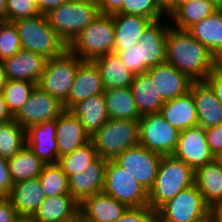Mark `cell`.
Instances as JSON below:
<instances>
[{
    "instance_id": "51",
    "label": "cell",
    "mask_w": 222,
    "mask_h": 222,
    "mask_svg": "<svg viewBox=\"0 0 222 222\" xmlns=\"http://www.w3.org/2000/svg\"><path fill=\"white\" fill-rule=\"evenodd\" d=\"M210 222H222V201L213 204L209 208Z\"/></svg>"
},
{
    "instance_id": "53",
    "label": "cell",
    "mask_w": 222,
    "mask_h": 222,
    "mask_svg": "<svg viewBox=\"0 0 222 222\" xmlns=\"http://www.w3.org/2000/svg\"><path fill=\"white\" fill-rule=\"evenodd\" d=\"M8 78L4 70L2 60H0V91L3 90V87L7 84Z\"/></svg>"
},
{
    "instance_id": "46",
    "label": "cell",
    "mask_w": 222,
    "mask_h": 222,
    "mask_svg": "<svg viewBox=\"0 0 222 222\" xmlns=\"http://www.w3.org/2000/svg\"><path fill=\"white\" fill-rule=\"evenodd\" d=\"M205 81L213 89L218 101L222 104V65L220 63L206 77Z\"/></svg>"
},
{
    "instance_id": "34",
    "label": "cell",
    "mask_w": 222,
    "mask_h": 222,
    "mask_svg": "<svg viewBox=\"0 0 222 222\" xmlns=\"http://www.w3.org/2000/svg\"><path fill=\"white\" fill-rule=\"evenodd\" d=\"M7 161L14 184L37 178L45 165L27 145Z\"/></svg>"
},
{
    "instance_id": "59",
    "label": "cell",
    "mask_w": 222,
    "mask_h": 222,
    "mask_svg": "<svg viewBox=\"0 0 222 222\" xmlns=\"http://www.w3.org/2000/svg\"><path fill=\"white\" fill-rule=\"evenodd\" d=\"M210 1H212L219 8L222 6V0H210Z\"/></svg>"
},
{
    "instance_id": "13",
    "label": "cell",
    "mask_w": 222,
    "mask_h": 222,
    "mask_svg": "<svg viewBox=\"0 0 222 222\" xmlns=\"http://www.w3.org/2000/svg\"><path fill=\"white\" fill-rule=\"evenodd\" d=\"M163 19L152 21L136 44L139 46L140 74L147 72L151 67L165 62L166 36L171 25L169 23L165 24Z\"/></svg>"
},
{
    "instance_id": "10",
    "label": "cell",
    "mask_w": 222,
    "mask_h": 222,
    "mask_svg": "<svg viewBox=\"0 0 222 222\" xmlns=\"http://www.w3.org/2000/svg\"><path fill=\"white\" fill-rule=\"evenodd\" d=\"M180 131L172 127L158 112L139 120V144L162 156L173 155Z\"/></svg>"
},
{
    "instance_id": "36",
    "label": "cell",
    "mask_w": 222,
    "mask_h": 222,
    "mask_svg": "<svg viewBox=\"0 0 222 222\" xmlns=\"http://www.w3.org/2000/svg\"><path fill=\"white\" fill-rule=\"evenodd\" d=\"M38 179L46 197L70 195L68 177L58 163L45 164Z\"/></svg>"
},
{
    "instance_id": "15",
    "label": "cell",
    "mask_w": 222,
    "mask_h": 222,
    "mask_svg": "<svg viewBox=\"0 0 222 222\" xmlns=\"http://www.w3.org/2000/svg\"><path fill=\"white\" fill-rule=\"evenodd\" d=\"M107 160L97 157L88 167L71 170L70 195L80 204L85 198L102 192Z\"/></svg>"
},
{
    "instance_id": "30",
    "label": "cell",
    "mask_w": 222,
    "mask_h": 222,
    "mask_svg": "<svg viewBox=\"0 0 222 222\" xmlns=\"http://www.w3.org/2000/svg\"><path fill=\"white\" fill-rule=\"evenodd\" d=\"M195 185L209 208L222 201V166L214 159L196 168Z\"/></svg>"
},
{
    "instance_id": "4",
    "label": "cell",
    "mask_w": 222,
    "mask_h": 222,
    "mask_svg": "<svg viewBox=\"0 0 222 222\" xmlns=\"http://www.w3.org/2000/svg\"><path fill=\"white\" fill-rule=\"evenodd\" d=\"M13 23L23 50L38 53L49 59L61 55L68 48L50 26L45 14L18 19Z\"/></svg>"
},
{
    "instance_id": "35",
    "label": "cell",
    "mask_w": 222,
    "mask_h": 222,
    "mask_svg": "<svg viewBox=\"0 0 222 222\" xmlns=\"http://www.w3.org/2000/svg\"><path fill=\"white\" fill-rule=\"evenodd\" d=\"M26 145V129L14 119L0 123V157L10 159Z\"/></svg>"
},
{
    "instance_id": "5",
    "label": "cell",
    "mask_w": 222,
    "mask_h": 222,
    "mask_svg": "<svg viewBox=\"0 0 222 222\" xmlns=\"http://www.w3.org/2000/svg\"><path fill=\"white\" fill-rule=\"evenodd\" d=\"M90 140L98 157L114 160L126 149L139 144V121L109 118Z\"/></svg>"
},
{
    "instance_id": "31",
    "label": "cell",
    "mask_w": 222,
    "mask_h": 222,
    "mask_svg": "<svg viewBox=\"0 0 222 222\" xmlns=\"http://www.w3.org/2000/svg\"><path fill=\"white\" fill-rule=\"evenodd\" d=\"M130 88L140 117L160 112L165 101L153 86L148 72L135 75Z\"/></svg>"
},
{
    "instance_id": "45",
    "label": "cell",
    "mask_w": 222,
    "mask_h": 222,
    "mask_svg": "<svg viewBox=\"0 0 222 222\" xmlns=\"http://www.w3.org/2000/svg\"><path fill=\"white\" fill-rule=\"evenodd\" d=\"M8 161L0 157V196L8 197L13 188Z\"/></svg>"
},
{
    "instance_id": "33",
    "label": "cell",
    "mask_w": 222,
    "mask_h": 222,
    "mask_svg": "<svg viewBox=\"0 0 222 222\" xmlns=\"http://www.w3.org/2000/svg\"><path fill=\"white\" fill-rule=\"evenodd\" d=\"M217 7L210 0H193L180 5L167 20H173L175 25H170L176 29L188 30L195 23L205 19L217 11Z\"/></svg>"
},
{
    "instance_id": "49",
    "label": "cell",
    "mask_w": 222,
    "mask_h": 222,
    "mask_svg": "<svg viewBox=\"0 0 222 222\" xmlns=\"http://www.w3.org/2000/svg\"><path fill=\"white\" fill-rule=\"evenodd\" d=\"M67 1L70 0H39L37 7L41 14H47L50 10L57 8Z\"/></svg>"
},
{
    "instance_id": "2",
    "label": "cell",
    "mask_w": 222,
    "mask_h": 222,
    "mask_svg": "<svg viewBox=\"0 0 222 222\" xmlns=\"http://www.w3.org/2000/svg\"><path fill=\"white\" fill-rule=\"evenodd\" d=\"M195 184V170L174 155L162 156L153 187L149 190V206L157 211L164 203Z\"/></svg>"
},
{
    "instance_id": "61",
    "label": "cell",
    "mask_w": 222,
    "mask_h": 222,
    "mask_svg": "<svg viewBox=\"0 0 222 222\" xmlns=\"http://www.w3.org/2000/svg\"><path fill=\"white\" fill-rule=\"evenodd\" d=\"M34 3H36L37 5L39 4V0H32Z\"/></svg>"
},
{
    "instance_id": "27",
    "label": "cell",
    "mask_w": 222,
    "mask_h": 222,
    "mask_svg": "<svg viewBox=\"0 0 222 222\" xmlns=\"http://www.w3.org/2000/svg\"><path fill=\"white\" fill-rule=\"evenodd\" d=\"M69 111L79 119L90 138L109 119L103 93L76 103Z\"/></svg>"
},
{
    "instance_id": "60",
    "label": "cell",
    "mask_w": 222,
    "mask_h": 222,
    "mask_svg": "<svg viewBox=\"0 0 222 222\" xmlns=\"http://www.w3.org/2000/svg\"><path fill=\"white\" fill-rule=\"evenodd\" d=\"M71 222H83V221L80 219V217H78L77 219H75V220H73Z\"/></svg>"
},
{
    "instance_id": "25",
    "label": "cell",
    "mask_w": 222,
    "mask_h": 222,
    "mask_svg": "<svg viewBox=\"0 0 222 222\" xmlns=\"http://www.w3.org/2000/svg\"><path fill=\"white\" fill-rule=\"evenodd\" d=\"M8 198L20 217L32 218L46 196L37 177L13 184Z\"/></svg>"
},
{
    "instance_id": "41",
    "label": "cell",
    "mask_w": 222,
    "mask_h": 222,
    "mask_svg": "<svg viewBox=\"0 0 222 222\" xmlns=\"http://www.w3.org/2000/svg\"><path fill=\"white\" fill-rule=\"evenodd\" d=\"M21 42L13 22H8L0 37V60L14 56L21 50Z\"/></svg>"
},
{
    "instance_id": "42",
    "label": "cell",
    "mask_w": 222,
    "mask_h": 222,
    "mask_svg": "<svg viewBox=\"0 0 222 222\" xmlns=\"http://www.w3.org/2000/svg\"><path fill=\"white\" fill-rule=\"evenodd\" d=\"M115 222H157V211L153 210L149 205L127 207Z\"/></svg>"
},
{
    "instance_id": "62",
    "label": "cell",
    "mask_w": 222,
    "mask_h": 222,
    "mask_svg": "<svg viewBox=\"0 0 222 222\" xmlns=\"http://www.w3.org/2000/svg\"><path fill=\"white\" fill-rule=\"evenodd\" d=\"M193 222H210V221H193Z\"/></svg>"
},
{
    "instance_id": "39",
    "label": "cell",
    "mask_w": 222,
    "mask_h": 222,
    "mask_svg": "<svg viewBox=\"0 0 222 222\" xmlns=\"http://www.w3.org/2000/svg\"><path fill=\"white\" fill-rule=\"evenodd\" d=\"M118 13L140 15L152 21L164 18L166 15L158 8L155 0H124Z\"/></svg>"
},
{
    "instance_id": "16",
    "label": "cell",
    "mask_w": 222,
    "mask_h": 222,
    "mask_svg": "<svg viewBox=\"0 0 222 222\" xmlns=\"http://www.w3.org/2000/svg\"><path fill=\"white\" fill-rule=\"evenodd\" d=\"M104 91L100 72L95 62L82 60L77 67L68 97L62 104L63 108L70 110L76 103L99 93H104Z\"/></svg>"
},
{
    "instance_id": "43",
    "label": "cell",
    "mask_w": 222,
    "mask_h": 222,
    "mask_svg": "<svg viewBox=\"0 0 222 222\" xmlns=\"http://www.w3.org/2000/svg\"><path fill=\"white\" fill-rule=\"evenodd\" d=\"M122 63L135 76L140 74L139 46L134 45L117 53Z\"/></svg>"
},
{
    "instance_id": "29",
    "label": "cell",
    "mask_w": 222,
    "mask_h": 222,
    "mask_svg": "<svg viewBox=\"0 0 222 222\" xmlns=\"http://www.w3.org/2000/svg\"><path fill=\"white\" fill-rule=\"evenodd\" d=\"M93 61L99 69L105 90L130 87L134 75L122 63L117 53H108Z\"/></svg>"
},
{
    "instance_id": "1",
    "label": "cell",
    "mask_w": 222,
    "mask_h": 222,
    "mask_svg": "<svg viewBox=\"0 0 222 222\" xmlns=\"http://www.w3.org/2000/svg\"><path fill=\"white\" fill-rule=\"evenodd\" d=\"M165 62L171 64L193 81H205L220 63L207 47L187 30L169 27L166 36Z\"/></svg>"
},
{
    "instance_id": "58",
    "label": "cell",
    "mask_w": 222,
    "mask_h": 222,
    "mask_svg": "<svg viewBox=\"0 0 222 222\" xmlns=\"http://www.w3.org/2000/svg\"><path fill=\"white\" fill-rule=\"evenodd\" d=\"M215 160L222 166V151L215 157Z\"/></svg>"
},
{
    "instance_id": "26",
    "label": "cell",
    "mask_w": 222,
    "mask_h": 222,
    "mask_svg": "<svg viewBox=\"0 0 222 222\" xmlns=\"http://www.w3.org/2000/svg\"><path fill=\"white\" fill-rule=\"evenodd\" d=\"M159 113L179 131L198 126L195 102L190 92L165 101Z\"/></svg>"
},
{
    "instance_id": "50",
    "label": "cell",
    "mask_w": 222,
    "mask_h": 222,
    "mask_svg": "<svg viewBox=\"0 0 222 222\" xmlns=\"http://www.w3.org/2000/svg\"><path fill=\"white\" fill-rule=\"evenodd\" d=\"M14 119L12 113L8 110L7 104L4 100V95L0 91V123L8 122Z\"/></svg>"
},
{
    "instance_id": "22",
    "label": "cell",
    "mask_w": 222,
    "mask_h": 222,
    "mask_svg": "<svg viewBox=\"0 0 222 222\" xmlns=\"http://www.w3.org/2000/svg\"><path fill=\"white\" fill-rule=\"evenodd\" d=\"M56 137L58 161L90 141L79 119L69 110H64L56 119Z\"/></svg>"
},
{
    "instance_id": "44",
    "label": "cell",
    "mask_w": 222,
    "mask_h": 222,
    "mask_svg": "<svg viewBox=\"0 0 222 222\" xmlns=\"http://www.w3.org/2000/svg\"><path fill=\"white\" fill-rule=\"evenodd\" d=\"M210 152L216 157L222 151V123L205 129Z\"/></svg>"
},
{
    "instance_id": "48",
    "label": "cell",
    "mask_w": 222,
    "mask_h": 222,
    "mask_svg": "<svg viewBox=\"0 0 222 222\" xmlns=\"http://www.w3.org/2000/svg\"><path fill=\"white\" fill-rule=\"evenodd\" d=\"M124 0H97L101 14H115L121 10Z\"/></svg>"
},
{
    "instance_id": "37",
    "label": "cell",
    "mask_w": 222,
    "mask_h": 222,
    "mask_svg": "<svg viewBox=\"0 0 222 222\" xmlns=\"http://www.w3.org/2000/svg\"><path fill=\"white\" fill-rule=\"evenodd\" d=\"M36 83L22 80H8L2 93L8 110L14 116L27 102Z\"/></svg>"
},
{
    "instance_id": "11",
    "label": "cell",
    "mask_w": 222,
    "mask_h": 222,
    "mask_svg": "<svg viewBox=\"0 0 222 222\" xmlns=\"http://www.w3.org/2000/svg\"><path fill=\"white\" fill-rule=\"evenodd\" d=\"M161 158L162 155L138 144L123 151L114 161L149 191L154 185Z\"/></svg>"
},
{
    "instance_id": "6",
    "label": "cell",
    "mask_w": 222,
    "mask_h": 222,
    "mask_svg": "<svg viewBox=\"0 0 222 222\" xmlns=\"http://www.w3.org/2000/svg\"><path fill=\"white\" fill-rule=\"evenodd\" d=\"M114 21L112 15L99 14L68 45V49L82 60H91L113 52Z\"/></svg>"
},
{
    "instance_id": "3",
    "label": "cell",
    "mask_w": 222,
    "mask_h": 222,
    "mask_svg": "<svg viewBox=\"0 0 222 222\" xmlns=\"http://www.w3.org/2000/svg\"><path fill=\"white\" fill-rule=\"evenodd\" d=\"M99 14L97 0H70L45 15L68 46Z\"/></svg>"
},
{
    "instance_id": "32",
    "label": "cell",
    "mask_w": 222,
    "mask_h": 222,
    "mask_svg": "<svg viewBox=\"0 0 222 222\" xmlns=\"http://www.w3.org/2000/svg\"><path fill=\"white\" fill-rule=\"evenodd\" d=\"M109 118L140 120L138 109L130 87L105 90L104 93Z\"/></svg>"
},
{
    "instance_id": "12",
    "label": "cell",
    "mask_w": 222,
    "mask_h": 222,
    "mask_svg": "<svg viewBox=\"0 0 222 222\" xmlns=\"http://www.w3.org/2000/svg\"><path fill=\"white\" fill-rule=\"evenodd\" d=\"M63 111L62 103L36 85L27 102L14 115V120L27 129L32 125L57 119Z\"/></svg>"
},
{
    "instance_id": "24",
    "label": "cell",
    "mask_w": 222,
    "mask_h": 222,
    "mask_svg": "<svg viewBox=\"0 0 222 222\" xmlns=\"http://www.w3.org/2000/svg\"><path fill=\"white\" fill-rule=\"evenodd\" d=\"M79 217V203L71 195L46 197L32 219L35 222H71Z\"/></svg>"
},
{
    "instance_id": "19",
    "label": "cell",
    "mask_w": 222,
    "mask_h": 222,
    "mask_svg": "<svg viewBox=\"0 0 222 222\" xmlns=\"http://www.w3.org/2000/svg\"><path fill=\"white\" fill-rule=\"evenodd\" d=\"M126 208L113 197L100 192L85 198L79 204V217L83 222H115Z\"/></svg>"
},
{
    "instance_id": "28",
    "label": "cell",
    "mask_w": 222,
    "mask_h": 222,
    "mask_svg": "<svg viewBox=\"0 0 222 222\" xmlns=\"http://www.w3.org/2000/svg\"><path fill=\"white\" fill-rule=\"evenodd\" d=\"M187 31L207 47L219 62L222 60V10L220 8L195 23Z\"/></svg>"
},
{
    "instance_id": "8",
    "label": "cell",
    "mask_w": 222,
    "mask_h": 222,
    "mask_svg": "<svg viewBox=\"0 0 222 222\" xmlns=\"http://www.w3.org/2000/svg\"><path fill=\"white\" fill-rule=\"evenodd\" d=\"M102 192L126 207L149 205V191L114 160L107 161Z\"/></svg>"
},
{
    "instance_id": "57",
    "label": "cell",
    "mask_w": 222,
    "mask_h": 222,
    "mask_svg": "<svg viewBox=\"0 0 222 222\" xmlns=\"http://www.w3.org/2000/svg\"><path fill=\"white\" fill-rule=\"evenodd\" d=\"M16 222H35V221L29 217H19Z\"/></svg>"
},
{
    "instance_id": "14",
    "label": "cell",
    "mask_w": 222,
    "mask_h": 222,
    "mask_svg": "<svg viewBox=\"0 0 222 222\" xmlns=\"http://www.w3.org/2000/svg\"><path fill=\"white\" fill-rule=\"evenodd\" d=\"M173 155L194 170L215 159L209 150L205 129L201 126L180 131Z\"/></svg>"
},
{
    "instance_id": "7",
    "label": "cell",
    "mask_w": 222,
    "mask_h": 222,
    "mask_svg": "<svg viewBox=\"0 0 222 222\" xmlns=\"http://www.w3.org/2000/svg\"><path fill=\"white\" fill-rule=\"evenodd\" d=\"M81 61L82 59L67 48L61 55L46 60L37 85L63 104L68 97Z\"/></svg>"
},
{
    "instance_id": "9",
    "label": "cell",
    "mask_w": 222,
    "mask_h": 222,
    "mask_svg": "<svg viewBox=\"0 0 222 222\" xmlns=\"http://www.w3.org/2000/svg\"><path fill=\"white\" fill-rule=\"evenodd\" d=\"M210 221L209 207L194 184L180 191L157 210V222Z\"/></svg>"
},
{
    "instance_id": "55",
    "label": "cell",
    "mask_w": 222,
    "mask_h": 222,
    "mask_svg": "<svg viewBox=\"0 0 222 222\" xmlns=\"http://www.w3.org/2000/svg\"><path fill=\"white\" fill-rule=\"evenodd\" d=\"M190 1H193V0H175V10L180 6V5H183L187 2H190Z\"/></svg>"
},
{
    "instance_id": "38",
    "label": "cell",
    "mask_w": 222,
    "mask_h": 222,
    "mask_svg": "<svg viewBox=\"0 0 222 222\" xmlns=\"http://www.w3.org/2000/svg\"><path fill=\"white\" fill-rule=\"evenodd\" d=\"M96 149L90 140L78 147L74 152L59 158L58 164L67 177L71 176V170H81L88 167L97 158Z\"/></svg>"
},
{
    "instance_id": "21",
    "label": "cell",
    "mask_w": 222,
    "mask_h": 222,
    "mask_svg": "<svg viewBox=\"0 0 222 222\" xmlns=\"http://www.w3.org/2000/svg\"><path fill=\"white\" fill-rule=\"evenodd\" d=\"M189 92L195 102L198 126L207 129L222 123V104L206 81H193Z\"/></svg>"
},
{
    "instance_id": "20",
    "label": "cell",
    "mask_w": 222,
    "mask_h": 222,
    "mask_svg": "<svg viewBox=\"0 0 222 222\" xmlns=\"http://www.w3.org/2000/svg\"><path fill=\"white\" fill-rule=\"evenodd\" d=\"M46 58L38 53L21 49L14 56L2 60L8 80H22L38 84Z\"/></svg>"
},
{
    "instance_id": "47",
    "label": "cell",
    "mask_w": 222,
    "mask_h": 222,
    "mask_svg": "<svg viewBox=\"0 0 222 222\" xmlns=\"http://www.w3.org/2000/svg\"><path fill=\"white\" fill-rule=\"evenodd\" d=\"M20 216L17 214L8 197L0 198V222H16Z\"/></svg>"
},
{
    "instance_id": "23",
    "label": "cell",
    "mask_w": 222,
    "mask_h": 222,
    "mask_svg": "<svg viewBox=\"0 0 222 222\" xmlns=\"http://www.w3.org/2000/svg\"><path fill=\"white\" fill-rule=\"evenodd\" d=\"M114 21V45L113 52L128 49L138 43L143 32L152 20L140 16L125 13L112 14Z\"/></svg>"
},
{
    "instance_id": "54",
    "label": "cell",
    "mask_w": 222,
    "mask_h": 222,
    "mask_svg": "<svg viewBox=\"0 0 222 222\" xmlns=\"http://www.w3.org/2000/svg\"><path fill=\"white\" fill-rule=\"evenodd\" d=\"M6 3L7 0H0V18L6 19Z\"/></svg>"
},
{
    "instance_id": "52",
    "label": "cell",
    "mask_w": 222,
    "mask_h": 222,
    "mask_svg": "<svg viewBox=\"0 0 222 222\" xmlns=\"http://www.w3.org/2000/svg\"><path fill=\"white\" fill-rule=\"evenodd\" d=\"M158 8L168 17L175 11V0H155Z\"/></svg>"
},
{
    "instance_id": "40",
    "label": "cell",
    "mask_w": 222,
    "mask_h": 222,
    "mask_svg": "<svg viewBox=\"0 0 222 222\" xmlns=\"http://www.w3.org/2000/svg\"><path fill=\"white\" fill-rule=\"evenodd\" d=\"M40 14L37 4L32 0H7L6 20L8 22H14L23 18H31Z\"/></svg>"
},
{
    "instance_id": "56",
    "label": "cell",
    "mask_w": 222,
    "mask_h": 222,
    "mask_svg": "<svg viewBox=\"0 0 222 222\" xmlns=\"http://www.w3.org/2000/svg\"><path fill=\"white\" fill-rule=\"evenodd\" d=\"M8 23V21L6 19H1L0 18V37H1V34L3 32V28L4 26Z\"/></svg>"
},
{
    "instance_id": "17",
    "label": "cell",
    "mask_w": 222,
    "mask_h": 222,
    "mask_svg": "<svg viewBox=\"0 0 222 222\" xmlns=\"http://www.w3.org/2000/svg\"><path fill=\"white\" fill-rule=\"evenodd\" d=\"M153 86L164 101L183 96L190 91L191 80L171 64L164 62L147 70Z\"/></svg>"
},
{
    "instance_id": "18",
    "label": "cell",
    "mask_w": 222,
    "mask_h": 222,
    "mask_svg": "<svg viewBox=\"0 0 222 222\" xmlns=\"http://www.w3.org/2000/svg\"><path fill=\"white\" fill-rule=\"evenodd\" d=\"M26 145L44 164L58 163L56 119L27 128Z\"/></svg>"
}]
</instances>
